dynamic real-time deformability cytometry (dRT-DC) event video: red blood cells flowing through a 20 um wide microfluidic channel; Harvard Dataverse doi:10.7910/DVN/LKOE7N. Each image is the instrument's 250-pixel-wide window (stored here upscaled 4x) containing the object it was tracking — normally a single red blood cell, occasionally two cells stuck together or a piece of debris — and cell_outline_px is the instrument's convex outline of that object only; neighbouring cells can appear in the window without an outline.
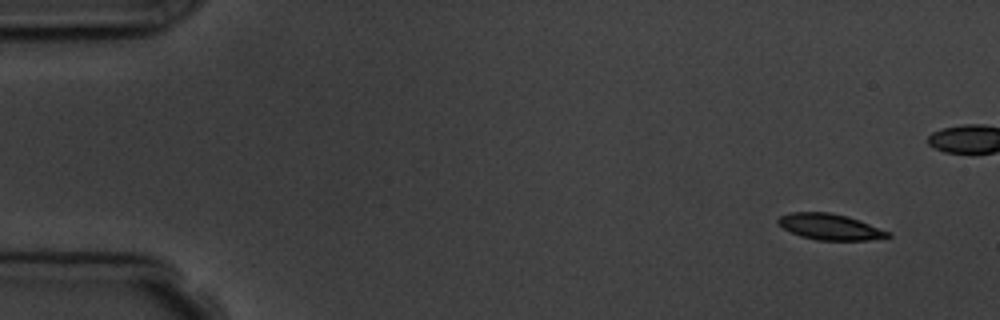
{"species": "common noctule bat (a hibernating species)", "species_latin": "Nyctalus noctula", "temperature_condition": "room temperature", "stored_images_in_passage": 4, "camera_frame_rate_fps": 3000, "um_per_image_px": 0.085, "animal": {"sex": "male", "body_mass_g": 19.5, "forearm_length_mm": 54.6}, "frame": {"image": 1, "passage_image": 1, "time_ms": 0.0, "image_size_px": [1000, 320], "cell_outline_px": [[892, 236], [868, 240], [816, 240], [800, 236], [776, 224], [776, 220], [780, 216], [788, 212], [828, 212], [848, 216], [860, 220], [892, 232]], "centroid_in_image_um": [70.55, 19.27], "position_along_channel_um": 14.5, "area_um2": 16.82}}